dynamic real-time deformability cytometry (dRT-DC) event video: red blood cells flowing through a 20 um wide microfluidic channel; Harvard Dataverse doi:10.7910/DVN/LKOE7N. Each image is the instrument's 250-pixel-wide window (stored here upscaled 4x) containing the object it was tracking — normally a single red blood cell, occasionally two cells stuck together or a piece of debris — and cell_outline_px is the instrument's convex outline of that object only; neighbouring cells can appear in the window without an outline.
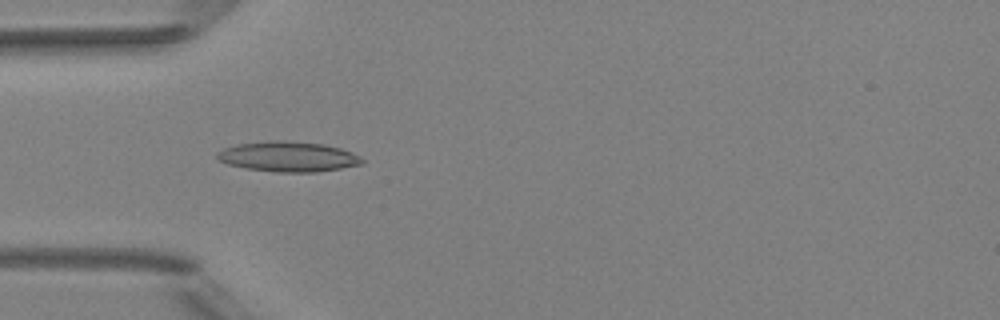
{"species": "Egyptian fruit bat (a non-hibernating species)", "species_latin": "Rousettus aegyptiacus", "temperature_condition": "room temperature", "stored_images_in_passage": 6, "camera_frame_rate_fps": 3000, "um_per_image_px": 0.085, "animal": {"sex": "female"}, "frame": {"image": 1, "passage_image": 3, "time_ms": 3.0, "image_size_px": [1000, 320], "cell_outline_px": [[364, 164], [316, 172], [276, 172], [244, 168], [228, 164], [220, 160], [216, 156], [216, 152], [224, 148], [236, 144], [272, 140], [280, 140], [324, 144], [340, 148], [352, 152], [360, 156], [364, 160]], "centroid_in_image_um": [24.5, 13.31], "position_along_channel_um": 60.5, "area_um2": 25.55}}
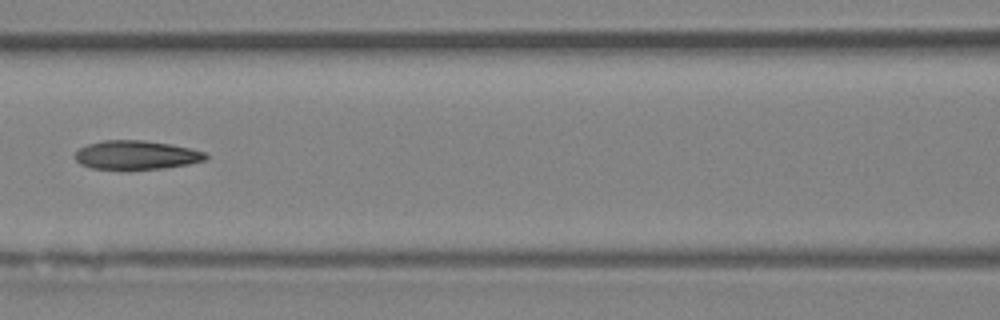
{"frame": {"image": 2, "passage_image": 5, "time_ms": 5.333, "image_size_px": [1000, 320], "cell_outline_px": [[208, 156], [204, 160], [188, 164], [164, 168], [92, 168], [80, 164], [76, 160], [76, 152], [80, 148], [88, 144], [104, 140], [144, 140], [192, 148], [204, 152]], "centroid_in_image_um": [11.59, 13.16], "position_along_channel_um": 155.0, "area_um2": 21.5}}
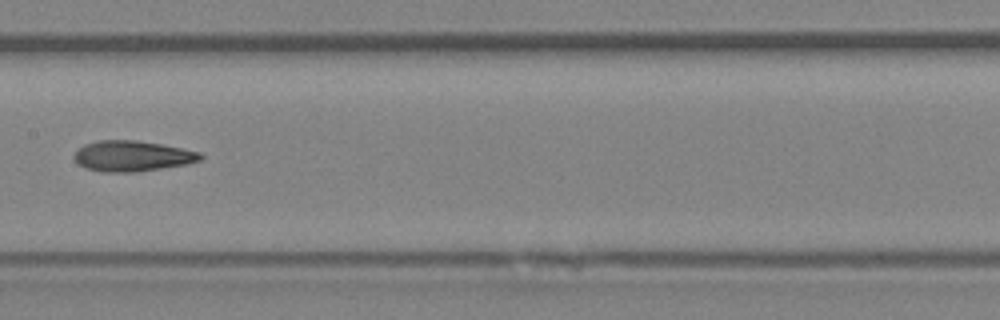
{"frame": {"image": 3, "passage_image": 6, "time_ms": 6.333, "image_size_px": [1000, 320], "cell_outline_px": [[204, 156], [200, 160], [188, 164], [136, 172], [104, 172], [84, 168], [72, 156], [84, 144], [100, 140], [136, 140], [160, 144], [200, 152]], "centroid_in_image_um": [11.24, 13.27], "position_along_channel_um": 196.2, "area_um2": 22.43}}